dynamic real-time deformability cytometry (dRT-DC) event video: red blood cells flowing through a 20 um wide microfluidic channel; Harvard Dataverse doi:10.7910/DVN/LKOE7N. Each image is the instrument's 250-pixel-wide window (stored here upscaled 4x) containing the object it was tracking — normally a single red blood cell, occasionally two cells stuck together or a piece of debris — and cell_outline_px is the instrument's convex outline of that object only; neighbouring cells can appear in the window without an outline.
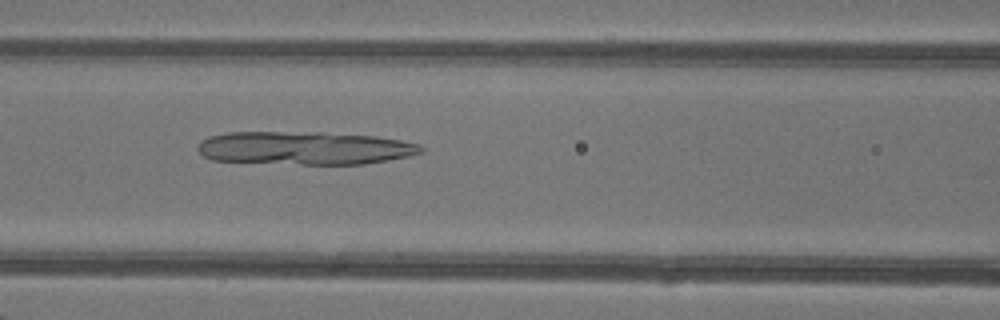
{"species": "common noctule bat (a hibernating species)", "species_latin": "Nyctalus noctula", "temperature_condition": "warm", "stored_images_in_passage": 23, "camera_frame_rate_fps": 3000, "um_per_image_px": 0.085, "animal": {"sex": "female"}, "frame": {"image": 1, "passage_image": 14, "time_ms": 4.333, "image_size_px": [1000, 320], "cell_outline_px": [[424, 152], [412, 156], [364, 164], [300, 164], [212, 160], [204, 156], [196, 148], [204, 140], [212, 136], [228, 132], [320, 132], [376, 136], [400, 140], [420, 144], [424, 148]], "centroid_in_image_um": [25.97, 12.58], "position_along_channel_um": 140.6, "area_um2": 43.18}}
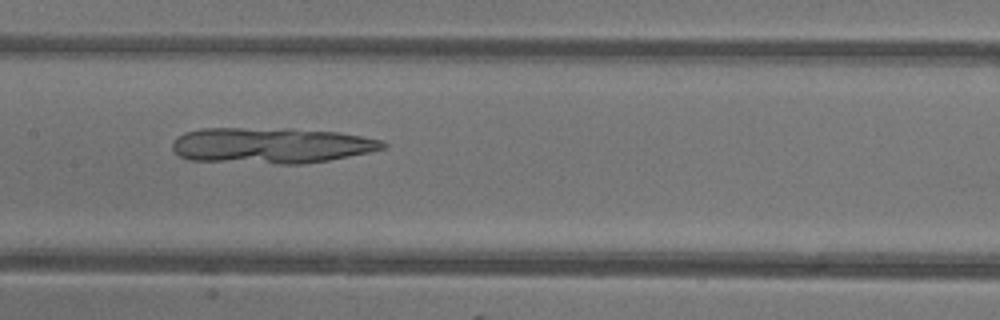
{"frame": {"image": 2, "passage_image": 17, "time_ms": 5.333, "image_size_px": [1000, 320], "cell_outline_px": [[388, 144], [384, 148], [368, 152], [328, 160], [304, 164], [280, 164], [188, 160], [180, 156], [172, 148], [172, 140], [176, 136], [184, 132], [200, 128], [292, 128], [340, 132], [380, 140]], "centroid_in_image_um": [22.99, 12.35], "position_along_channel_um": 184.4, "area_um2": 44.33}}
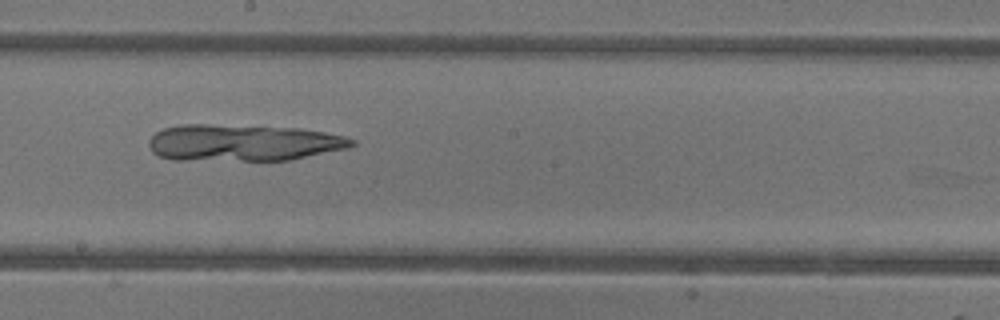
{"frame": {"image": 3, "passage_image": 20, "time_ms": 6.333, "image_size_px": [1000, 320], "cell_outline_px": [[356, 144], [348, 148], [288, 160], [172, 160], [160, 156], [152, 152], [148, 144], [148, 140], [156, 132], [164, 128], [180, 124], [208, 124], [296, 128], [324, 132], [344, 136], [356, 140]], "centroid_in_image_um": [20.63, 12.13], "position_along_channel_um": 227.6, "area_um2": 43.41}}